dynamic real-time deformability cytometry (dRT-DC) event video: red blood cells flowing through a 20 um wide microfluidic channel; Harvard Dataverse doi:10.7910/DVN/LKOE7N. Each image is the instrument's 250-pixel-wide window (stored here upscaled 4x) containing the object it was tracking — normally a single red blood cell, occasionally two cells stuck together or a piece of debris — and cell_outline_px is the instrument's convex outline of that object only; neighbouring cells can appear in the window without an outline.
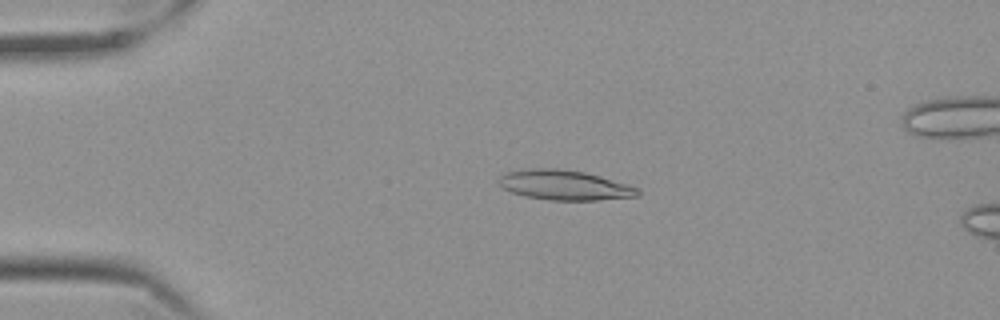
{"species": "Egyptian fruit bat (a non-hibernating species)", "species_latin": "Rousettus aegyptiacus", "temperature_condition": "cold", "stored_images_in_passage": 17, "camera_frame_rate_fps": 3000, "um_per_image_px": 0.085, "frame": {"image": 1, "passage_image": 12, "time_ms": 3.667, "image_size_px": [1000, 320], "cell_outline_px": [[640, 196], [596, 200], [548, 200], [524, 196], [512, 192], [496, 184], [500, 176], [508, 172], [532, 168], [556, 168], [584, 172], [600, 176], [628, 184], [636, 188], [640, 192]], "centroid_in_image_um": [47.96, 15.74], "position_along_channel_um": 37.0, "area_um2": 24.16}}